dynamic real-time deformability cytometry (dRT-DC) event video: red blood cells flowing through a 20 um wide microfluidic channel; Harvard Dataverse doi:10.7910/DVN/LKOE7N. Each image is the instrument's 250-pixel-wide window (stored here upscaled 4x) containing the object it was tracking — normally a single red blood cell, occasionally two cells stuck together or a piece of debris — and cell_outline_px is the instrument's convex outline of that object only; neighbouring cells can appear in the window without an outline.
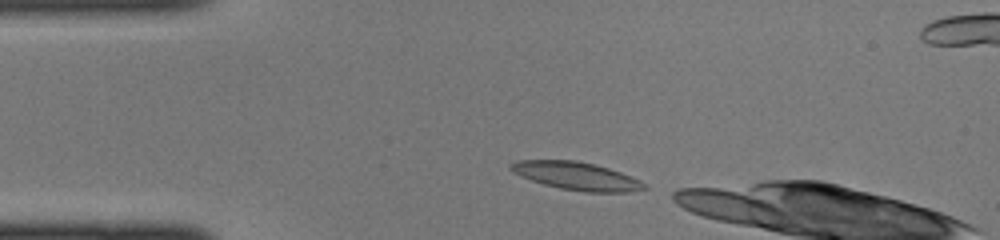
{"species": "common noctule bat (a hibernating species)", "species_latin": "Nyctalus noctula", "temperature_condition": "cold", "stored_images_in_passage": 8, "camera_frame_rate_fps": 3000, "um_per_image_px": 0.085, "animal": {"sex": "female", "body_mass_g": 22.0, "forearm_length_mm": 56.7}, "frame": {"image": 1, "passage_image": 1, "time_ms": 0.0, "image_size_px": [1000, 240], "cell_outline_px": [[648, 188], [628, 192], [584, 192], [560, 188], [544, 184], [520, 176], [512, 172], [508, 168], [508, 164], [516, 160], [576, 160], [596, 164], [620, 172], [640, 180]], "centroid_in_image_um": [48.96, 14.95], "position_along_channel_um": 36.0, "area_um2": 21.79}}
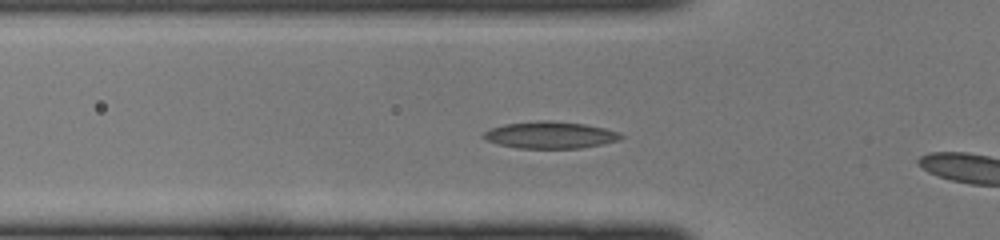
{"frame": {"image": 2, "passage_image": 6, "time_ms": 1.667, "image_size_px": [1000, 240], "cell_outline_px": [[624, 136], [620, 140], [580, 148], [516, 148], [484, 140], [480, 136], [484, 132], [492, 128], [504, 124], [540, 120], [548, 120], [584, 124], [604, 128], [620, 132]], "centroid_in_image_um": [46.75, 11.47], "position_along_channel_um": 79.1, "area_um2": 21.5}}